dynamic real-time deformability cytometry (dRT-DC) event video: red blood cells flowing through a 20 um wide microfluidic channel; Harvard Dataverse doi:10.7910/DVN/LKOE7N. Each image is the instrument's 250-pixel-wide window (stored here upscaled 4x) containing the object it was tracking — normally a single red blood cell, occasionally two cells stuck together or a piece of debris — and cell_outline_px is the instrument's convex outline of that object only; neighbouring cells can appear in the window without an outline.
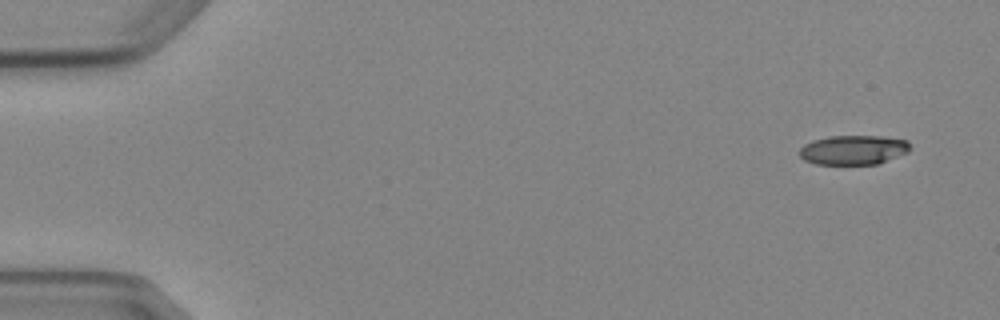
{"species": "Egyptian fruit bat (a non-hibernating species)", "species_latin": "Rousettus aegyptiacus", "temperature_condition": "cold", "stored_images_in_passage": 6, "camera_frame_rate_fps": 3000, "um_per_image_px": 0.085, "animal": {"sex": "female"}, "frame": {"image": 1, "passage_image": 1, "time_ms": 0.0, "image_size_px": [1000, 320], "cell_outline_px": [[908, 152], [876, 164], [816, 164], [804, 160], [800, 156], [800, 148], [804, 144], [812, 140], [828, 136], [880, 136], [908, 140]], "centroid_in_image_um": [72.49, 12.73], "position_along_channel_um": 12.5, "area_um2": 18.84}}
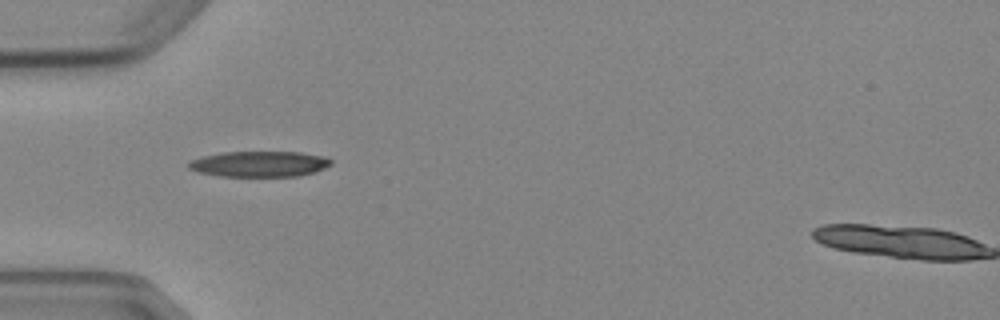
{"frame": {"image": 2, "passage_image": 5, "time_ms": 4.667, "image_size_px": [1000, 320], "cell_outline_px": [[332, 164], [324, 168], [300, 176], [220, 176], [196, 172], [188, 168], [188, 164], [192, 160], [204, 156], [220, 152], [300, 152], [324, 156], [332, 160]], "centroid_in_image_um": [22.05, 13.93], "position_along_channel_um": 63.0, "area_um2": 21.27}}
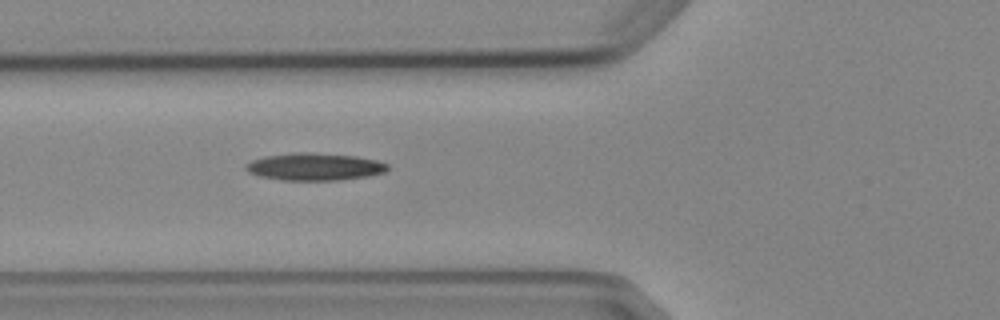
{"frame": {"image": 3, "passage_image": 6, "time_ms": 5.667, "image_size_px": [1000, 320], "cell_outline_px": [[388, 172], [368, 176], [336, 180], [280, 180], [260, 176], [248, 172], [244, 168], [244, 164], [252, 160], [264, 156], [292, 152], [312, 152], [356, 156], [376, 160], [388, 164]], "centroid_in_image_um": [26.72, 14.16], "position_along_channel_um": 99.1, "area_um2": 22.83}}